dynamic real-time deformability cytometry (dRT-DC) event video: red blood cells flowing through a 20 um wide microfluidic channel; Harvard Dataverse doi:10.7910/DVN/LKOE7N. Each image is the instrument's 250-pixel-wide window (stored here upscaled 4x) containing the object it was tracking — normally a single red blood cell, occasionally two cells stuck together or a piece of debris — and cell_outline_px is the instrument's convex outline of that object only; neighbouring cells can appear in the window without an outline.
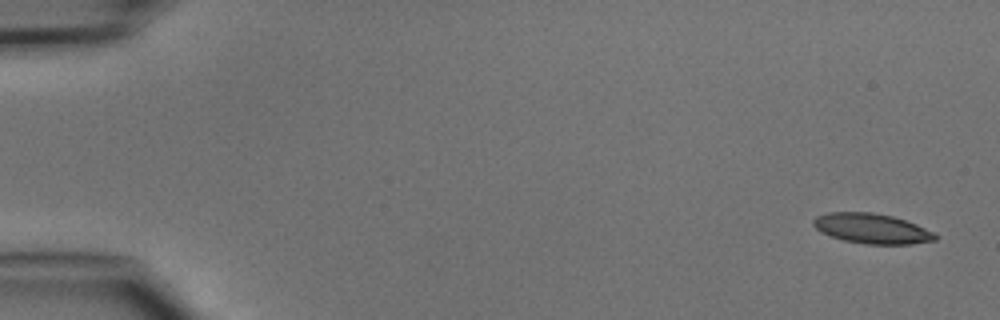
{"species": "common noctule bat (a hibernating species)", "species_latin": "Nyctalus noctula", "temperature_condition": "cold", "stored_images_in_passage": 4, "camera_frame_rate_fps": 3000, "um_per_image_px": 0.085, "animal": {"sex": "male", "body_mass_g": 15.6}, "frame": {"image": 1, "passage_image": 1, "time_ms": 0.0, "image_size_px": [1000, 320], "cell_outline_px": [[936, 240], [912, 244], [868, 244], [844, 240], [820, 232], [812, 224], [812, 220], [816, 216], [828, 212], [872, 212], [892, 216], [916, 224], [936, 232]], "centroid_in_image_um": [74.11, 19.42], "position_along_channel_um": 10.9, "area_um2": 21.33}}
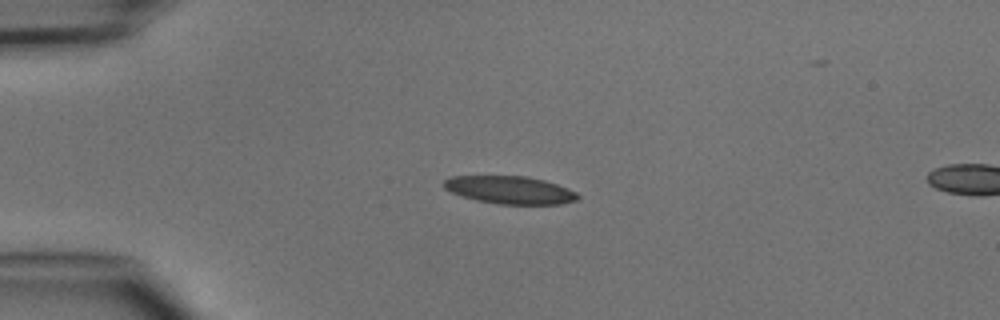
{"frame": {"image": 2, "passage_image": 3, "time_ms": 3.333, "image_size_px": [1000, 320], "cell_outline_px": [[580, 196], [576, 200], [560, 204], [500, 204], [476, 200], [452, 192], [444, 188], [444, 180], [448, 176], [528, 176], [544, 180], [568, 188], [576, 192]], "centroid_in_image_um": [43.35, 16.14], "position_along_channel_um": 41.7, "area_um2": 21.56}}